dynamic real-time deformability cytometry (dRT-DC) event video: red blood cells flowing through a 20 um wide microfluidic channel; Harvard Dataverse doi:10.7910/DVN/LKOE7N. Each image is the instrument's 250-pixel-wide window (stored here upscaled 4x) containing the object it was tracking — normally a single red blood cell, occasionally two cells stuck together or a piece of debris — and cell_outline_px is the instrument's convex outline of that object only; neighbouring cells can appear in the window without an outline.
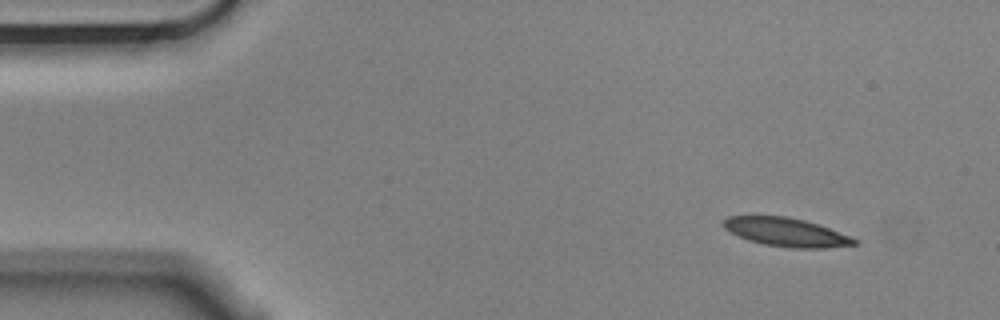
{"species": "Egyptian fruit bat (a non-hibernating species)", "species_latin": "Rousettus aegyptiacus", "temperature_condition": "cold", "stored_images_in_passage": 4, "camera_frame_rate_fps": 3000, "um_per_image_px": 0.085, "animal": {"sex": "male"}, "frame": {"image": 1, "passage_image": 1, "time_ms": 0.0, "image_size_px": [1000, 320], "cell_outline_px": [[860, 244], [824, 248], [792, 248], [764, 244], [748, 240], [724, 228], [724, 220], [728, 216], [784, 216], [804, 220], [828, 228], [860, 240]], "centroid_in_image_um": [66.87, 19.74], "position_along_channel_um": 18.1, "area_um2": 21.5}}
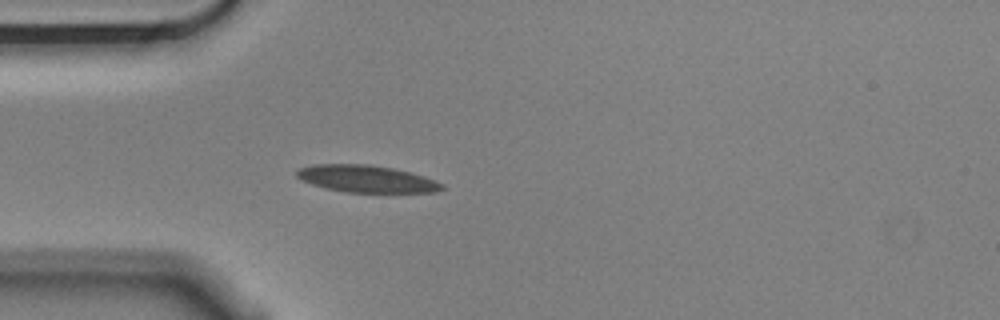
{"frame": {"image": 2, "passage_image": 4, "time_ms": 1.0, "image_size_px": [1000, 320], "cell_outline_px": [[444, 188], [436, 192], [344, 192], [324, 188], [312, 184], [296, 176], [296, 172], [300, 168], [312, 164], [368, 164], [392, 168], [408, 172], [444, 184]], "centroid_in_image_um": [31.1, 15.2], "position_along_channel_um": 53.9, "area_um2": 22.6}}